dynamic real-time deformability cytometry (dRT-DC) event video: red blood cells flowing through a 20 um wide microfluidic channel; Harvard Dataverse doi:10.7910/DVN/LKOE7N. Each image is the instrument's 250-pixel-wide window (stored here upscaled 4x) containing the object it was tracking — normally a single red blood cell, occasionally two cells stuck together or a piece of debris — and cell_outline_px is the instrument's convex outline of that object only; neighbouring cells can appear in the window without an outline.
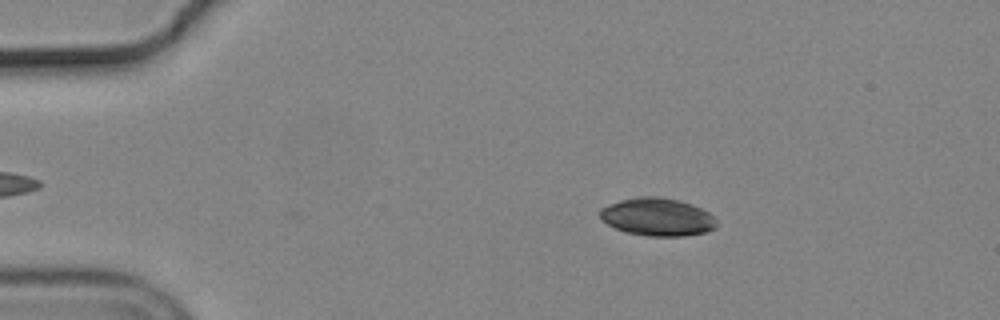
{"species": "common noctule bat (a hibernating species)", "species_latin": "Nyctalus noctula", "temperature_condition": "cold", "stored_images_in_passage": 2, "camera_frame_rate_fps": 3000, "um_per_image_px": 0.085, "animal": {"sex": "male", "body_mass_g": 19.2, "forearm_length_mm": 51.8}, "frame": {"image": 1, "passage_image": 2, "time_ms": 0.333, "image_size_px": [1000, 320], "cell_outline_px": [[716, 228], [704, 232], [684, 236], [648, 236], [624, 232], [600, 220], [600, 208], [608, 204], [620, 200], [640, 196], [660, 196], [680, 200], [692, 204], [708, 212], [716, 220]], "centroid_in_image_um": [55.85, 18.43], "position_along_channel_um": 29.1, "area_um2": 25.89}}